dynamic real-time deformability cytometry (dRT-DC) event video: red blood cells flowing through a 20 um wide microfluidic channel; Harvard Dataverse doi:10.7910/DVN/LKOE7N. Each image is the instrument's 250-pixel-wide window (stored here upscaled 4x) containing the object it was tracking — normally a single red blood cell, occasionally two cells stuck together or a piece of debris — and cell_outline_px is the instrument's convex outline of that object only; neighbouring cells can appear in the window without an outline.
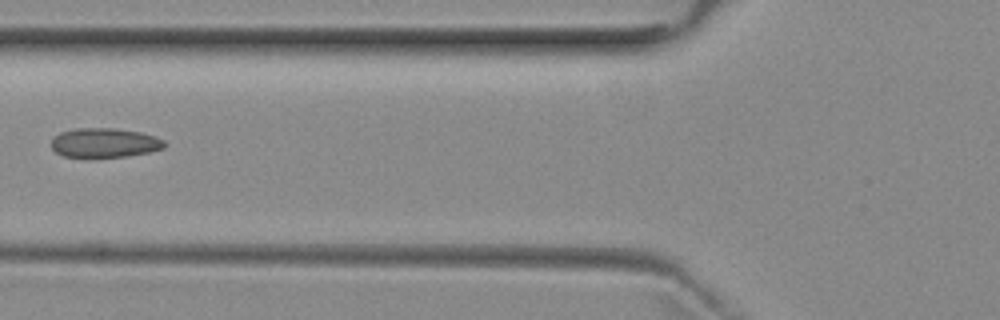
{"species": "common noctule bat (a hibernating species)", "species_latin": "Nyctalus noctula", "temperature_condition": "room temperature", "stored_images_in_passage": 6, "camera_frame_rate_fps": 3000, "um_per_image_px": 0.085, "animal": {"sex": "female", "body_mass_g": 29.2, "forearm_length_mm": 56.3}, "frame": {"image": 1, "passage_image": 6, "time_ms": 6.0, "image_size_px": [1000, 320], "cell_outline_px": [[164, 148], [148, 152], [128, 156], [88, 160], [84, 160], [64, 156], [56, 152], [52, 148], [52, 140], [60, 132], [76, 128], [112, 128], [140, 132], [164, 140]], "centroid_in_image_um": [8.83, 12.18], "position_along_channel_um": 117.0, "area_um2": 19.88}}